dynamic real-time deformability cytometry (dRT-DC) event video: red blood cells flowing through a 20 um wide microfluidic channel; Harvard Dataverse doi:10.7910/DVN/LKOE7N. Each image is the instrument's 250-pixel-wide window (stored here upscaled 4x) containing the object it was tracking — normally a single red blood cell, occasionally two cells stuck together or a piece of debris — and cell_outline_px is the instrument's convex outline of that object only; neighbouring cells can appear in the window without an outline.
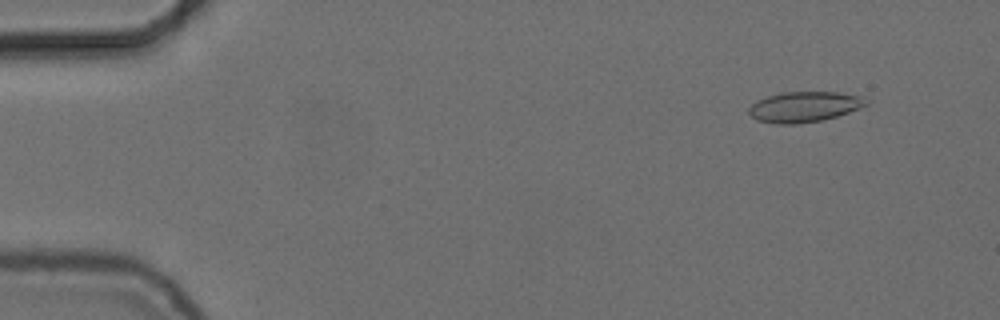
{"species": "common noctule bat (a hibernating species)", "species_latin": "Nyctalus noctula", "temperature_condition": "cold", "stored_images_in_passage": 55, "camera_frame_rate_fps": 3000, "um_per_image_px": 0.085, "animal": {"sex": "female", "body_mass_g": 24.6, "forearm_length_mm": 56.2}, "frame": {"image": 1, "passage_image": 5, "time_ms": 1.333, "image_size_px": [1000, 320], "cell_outline_px": [[868, 104], [848, 112], [824, 120], [796, 124], [776, 124], [756, 120], [748, 112], [748, 108], [756, 100], [768, 96], [784, 92], [836, 92], [860, 96], [868, 100]], "centroid_in_image_um": [68.33, 9.08], "position_along_channel_um": 16.7, "area_um2": 20.75}}
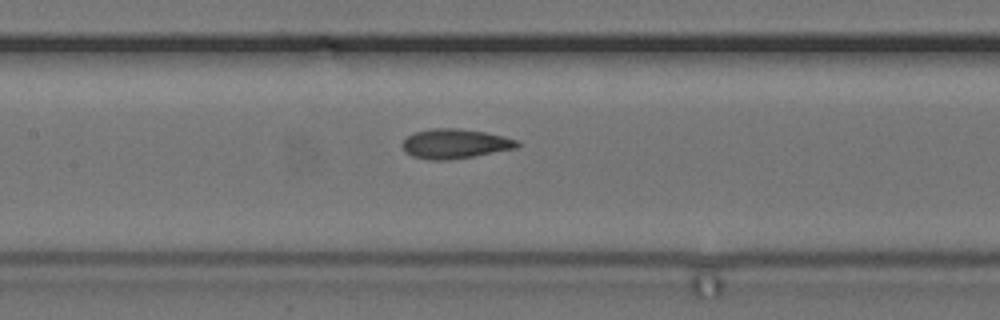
{"frame": {"image": 2, "passage_image": 26, "time_ms": 8.333, "image_size_px": [1000, 320], "cell_outline_px": [[520, 144], [516, 148], [472, 156], [448, 160], [428, 160], [412, 156], [404, 152], [404, 140], [408, 136], [416, 132], [432, 128], [460, 128], [484, 132], [504, 136], [520, 140]], "centroid_in_image_um": [38.69, 12.21], "position_along_channel_um": 168.7, "area_um2": 19.71}}
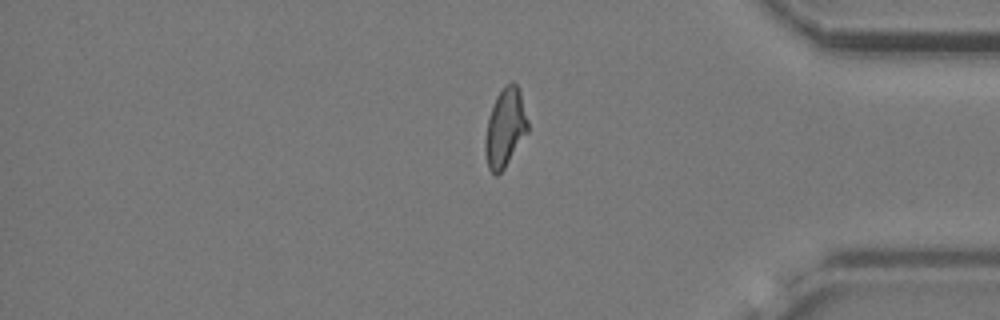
{"frame": {"image": 3, "passage_image": 46, "time_ms": 15.0, "image_size_px": [1000, 320], "cell_outline_px": [[528, 132], [504, 168], [496, 176], [488, 168], [484, 152], [484, 140], [488, 116], [496, 96], [512, 80], [520, 88], [528, 120]], "centroid_in_image_um": [42.93, 10.85], "position_along_channel_um": 392.3, "area_um2": 19.65}, "authors_computed_cell_mechanics": {"area_um2": 19.7098, "velocity_mm_per_s": 3.7133, "shape_relaxation_time_tau1_ms": 3.0815, "shape_relaxation_time_tau2_ms": 1.7786, "deformation_change_tau1": 0.135, "deformation_change_tau2": 0.0959}}